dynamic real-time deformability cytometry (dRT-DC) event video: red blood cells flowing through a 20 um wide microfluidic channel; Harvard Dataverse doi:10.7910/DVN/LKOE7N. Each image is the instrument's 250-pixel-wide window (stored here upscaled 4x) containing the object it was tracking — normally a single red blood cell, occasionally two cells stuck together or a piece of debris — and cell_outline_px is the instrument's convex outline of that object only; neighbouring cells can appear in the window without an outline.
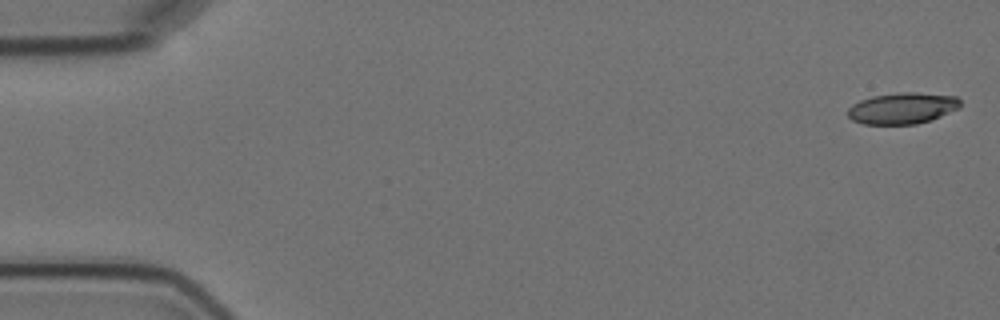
{"species": "Egyptian fruit bat (a non-hibernating species)", "species_latin": "Rousettus aegyptiacus", "temperature_condition": "cold", "stored_images_in_passage": 5, "camera_frame_rate_fps": 3000, "um_per_image_px": 0.085, "animal": {"sex": "female"}, "frame": {"image": 1, "passage_image": 1, "time_ms": 0.0, "image_size_px": [1000, 320], "cell_outline_px": [[960, 108], [932, 120], [916, 124], [864, 124], [852, 120], [848, 116], [848, 108], [852, 104], [860, 100], [872, 96], [900, 92], [916, 92], [956, 96], [960, 100]], "centroid_in_image_um": [76.71, 9.2], "position_along_channel_um": 8.3, "area_um2": 20.63}}
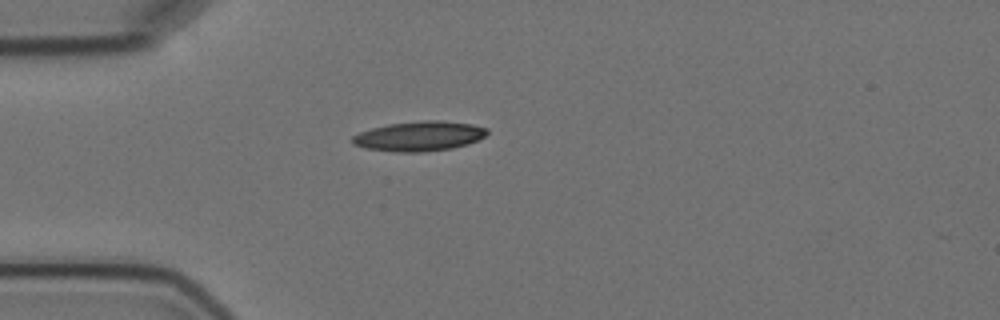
{"frame": {"image": 2, "passage_image": 5, "time_ms": 4.667, "image_size_px": [1000, 320], "cell_outline_px": [[488, 132], [484, 136], [468, 144], [452, 148], [424, 152], [396, 152], [364, 148], [352, 144], [352, 136], [360, 132], [372, 128], [388, 124], [424, 120], [440, 120], [472, 124], [488, 128]], "centroid_in_image_um": [35.62, 11.57], "position_along_channel_um": 49.4, "area_um2": 23.41}}